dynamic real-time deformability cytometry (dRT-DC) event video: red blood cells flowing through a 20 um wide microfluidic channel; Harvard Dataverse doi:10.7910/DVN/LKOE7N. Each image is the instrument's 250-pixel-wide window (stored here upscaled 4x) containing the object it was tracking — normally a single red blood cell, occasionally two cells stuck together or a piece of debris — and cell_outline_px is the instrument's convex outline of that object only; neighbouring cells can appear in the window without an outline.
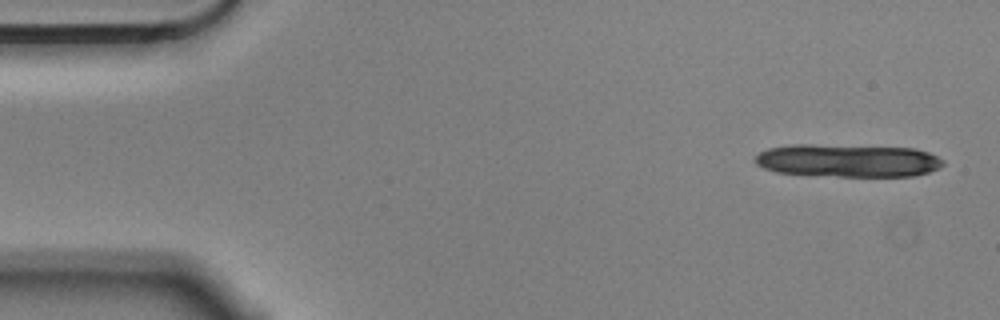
{"species": "Egyptian fruit bat (a non-hibernating species)", "species_latin": "Rousettus aegyptiacus", "temperature_condition": "cold", "stored_images_in_passage": 4, "camera_frame_rate_fps": 3000, "um_per_image_px": 0.085, "animal": {"sex": "male"}, "frame": {"image": 1, "passage_image": 1, "time_ms": 0.0, "image_size_px": [1000, 320], "cell_outline_px": [[944, 164], [940, 168], [928, 172], [912, 176], [840, 176], [776, 172], [764, 168], [756, 164], [752, 160], [760, 152], [768, 148], [796, 144], [808, 144], [916, 148], [928, 152], [944, 160]], "centroid_in_image_um": [72.07, 13.64], "position_along_channel_um": 12.9, "area_um2": 36.01}}